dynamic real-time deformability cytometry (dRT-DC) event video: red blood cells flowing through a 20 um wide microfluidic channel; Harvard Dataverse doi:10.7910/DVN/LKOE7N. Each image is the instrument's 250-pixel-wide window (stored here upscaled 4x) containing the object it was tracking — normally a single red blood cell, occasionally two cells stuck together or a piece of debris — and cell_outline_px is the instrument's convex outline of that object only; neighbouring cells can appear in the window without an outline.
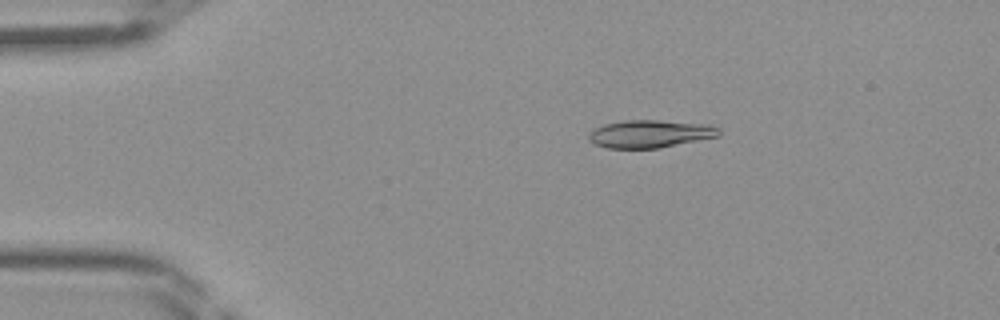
{"species": "Egyptian fruit bat (a non-hibernating species)", "species_latin": "Rousettus aegyptiacus", "temperature_condition": "room temperature", "stored_images_in_passage": 40, "camera_frame_rate_fps": 3000, "um_per_image_px": 0.085, "frame": {"image": 1, "passage_image": 4, "time_ms": 1.0, "image_size_px": [1000, 320], "cell_outline_px": [[720, 136], [660, 148], [608, 148], [596, 144], [588, 140], [588, 136], [596, 128], [604, 124], [624, 120], [660, 120], [708, 124], [720, 128]], "centroid_in_image_um": [55.3, 11.37], "position_along_channel_um": 29.7, "area_um2": 21.04}}
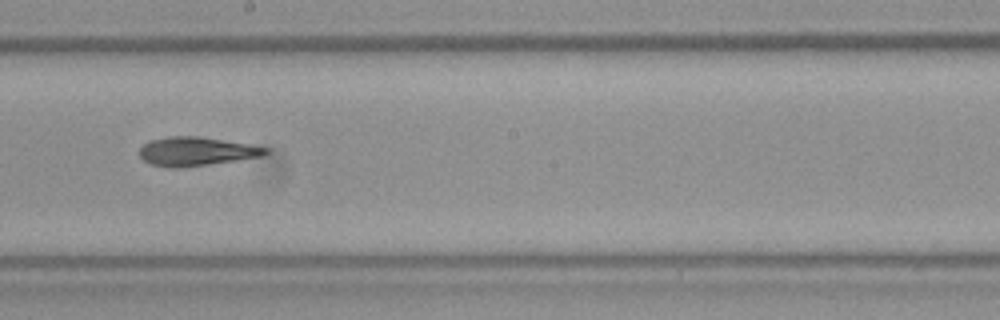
{"frame": {"image": 2, "passage_image": 21, "time_ms": 6.667, "image_size_px": [1000, 320], "cell_outline_px": [[268, 152], [260, 156], [236, 160], [180, 168], [168, 168], [148, 164], [140, 156], [140, 148], [148, 140], [168, 136], [200, 136], [248, 144], [268, 148]], "centroid_in_image_um": [16.61, 12.87], "position_along_channel_um": 231.6, "area_um2": 21.1}}
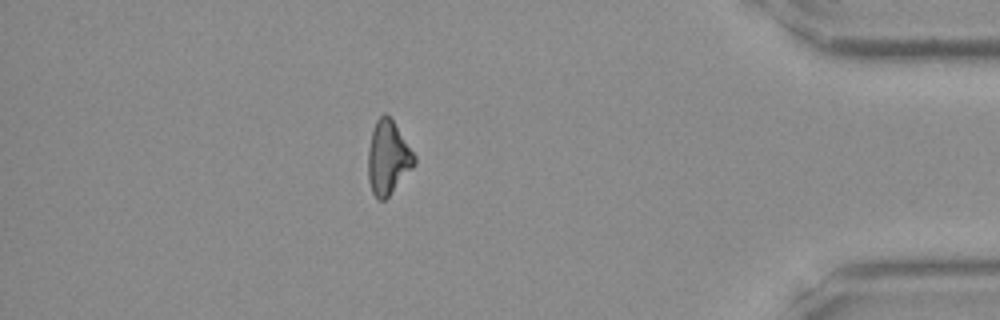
{"frame": {"image": 3, "passage_image": 35, "time_ms": 11.333, "image_size_px": [1000, 320], "cell_outline_px": [[416, 164], [388, 196], [384, 200], [376, 200], [372, 192], [368, 180], [368, 148], [372, 132], [376, 120], [384, 112], [392, 120], [416, 156]], "centroid_in_image_um": [32.97, 13.42], "position_along_channel_um": 402.2, "area_um2": 19.71}}